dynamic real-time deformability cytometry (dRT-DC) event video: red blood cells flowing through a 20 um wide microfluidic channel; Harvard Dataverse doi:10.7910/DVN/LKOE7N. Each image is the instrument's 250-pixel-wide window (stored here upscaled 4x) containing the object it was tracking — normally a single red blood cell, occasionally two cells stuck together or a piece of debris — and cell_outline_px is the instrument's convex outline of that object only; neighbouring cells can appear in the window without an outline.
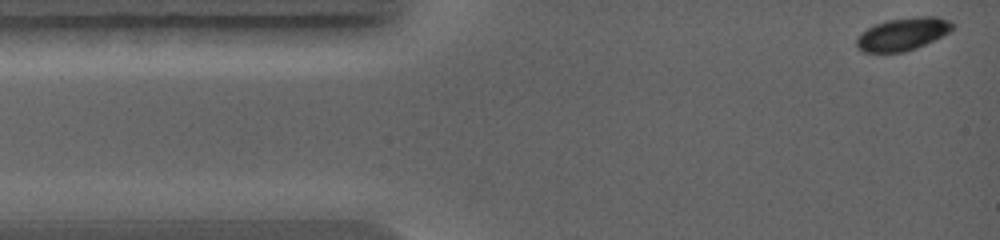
{"species": "common noctule bat (a hibernating species)", "species_latin": "Nyctalus noctula", "temperature_condition": "warm", "stored_images_in_passage": 16, "camera_frame_rate_fps": 5000, "um_per_image_px": 0.085, "animal": {"sex": "female", "body_mass_g": 19.0, "forearm_length_mm": 56.7}, "frame": {"image": 1, "passage_image": 1, "time_ms": 0.0, "image_size_px": [1000, 240], "cell_outline_px": [[956, 28], [916, 48], [904, 52], [864, 52], [856, 44], [856, 40], [868, 28], [876, 24], [888, 20], [920, 16], [936, 16], [948, 20], [956, 24]], "centroid_in_image_um": [76.78, 2.88], "position_along_channel_um": 8.2, "area_um2": 17.92}}
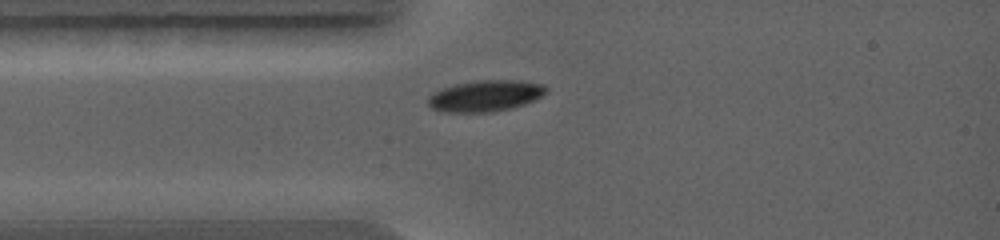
{"frame": {"image": 2, "passage_image": 11, "time_ms": 2.0, "image_size_px": [1000, 240], "cell_outline_px": [[548, 92], [536, 100], [512, 108], [496, 112], [444, 112], [432, 108], [428, 104], [428, 96], [444, 88], [456, 84], [476, 80], [516, 80], [544, 84], [548, 88]], "centroid_in_image_um": [41.32, 8.15], "position_along_channel_um": 43.7, "area_um2": 21.62}}
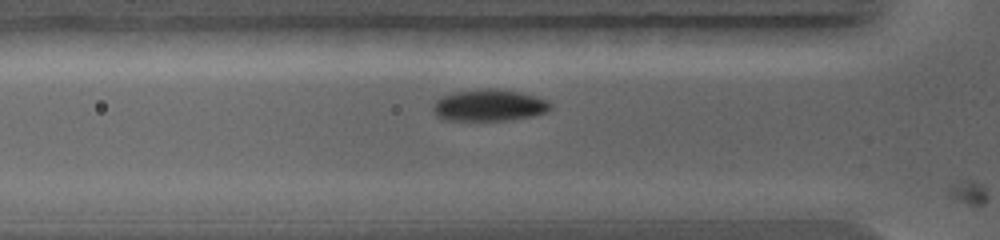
{"frame": {"image": 3, "passage_image": 15, "time_ms": 2.8, "image_size_px": [1000, 240], "cell_outline_px": [[552, 108], [548, 112], [532, 116], [508, 120], [440, 120], [436, 116], [432, 108], [432, 104], [440, 96], [452, 92], [484, 88], [496, 88], [520, 92], [536, 96], [548, 100], [552, 104]], "centroid_in_image_um": [41.56, 8.94], "position_along_channel_um": 84.2, "area_um2": 22.14}}